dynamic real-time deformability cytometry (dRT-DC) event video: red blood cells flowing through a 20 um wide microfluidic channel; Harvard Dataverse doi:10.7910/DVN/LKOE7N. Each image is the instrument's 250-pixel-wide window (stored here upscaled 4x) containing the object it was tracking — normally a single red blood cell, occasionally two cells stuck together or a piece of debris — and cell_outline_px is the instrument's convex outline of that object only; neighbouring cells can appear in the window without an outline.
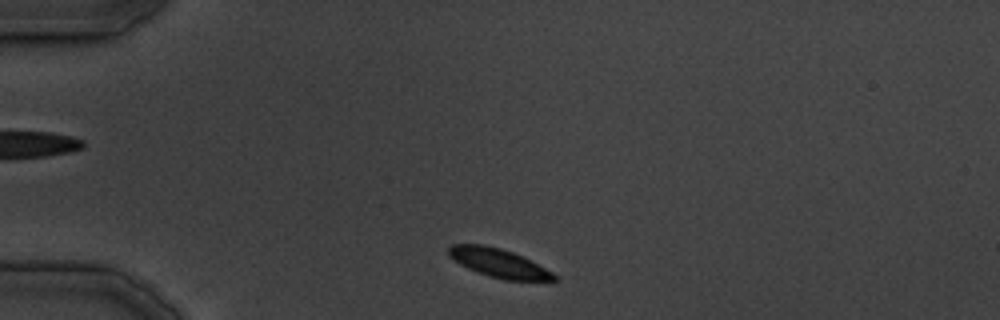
{"species": "common noctule bat (a hibernating species)", "species_latin": "Nyctalus noctula", "temperature_condition": "cold", "stored_images_in_passage": 18, "camera_frame_rate_fps": 3000, "um_per_image_px": 0.085, "animal": {"sex": "male", "body_mass_g": 19.5, "forearm_length_mm": 54.6}, "frame": {"image": 1, "passage_image": 1, "time_ms": 0.0, "image_size_px": [1000, 320], "cell_outline_px": [[560, 280], [504, 280], [476, 272], [460, 264], [448, 256], [448, 244], [484, 244], [500, 248], [512, 252], [560, 276]], "centroid_in_image_um": [42.35, 22.35], "position_along_channel_um": 42.6, "area_um2": 17.51}}